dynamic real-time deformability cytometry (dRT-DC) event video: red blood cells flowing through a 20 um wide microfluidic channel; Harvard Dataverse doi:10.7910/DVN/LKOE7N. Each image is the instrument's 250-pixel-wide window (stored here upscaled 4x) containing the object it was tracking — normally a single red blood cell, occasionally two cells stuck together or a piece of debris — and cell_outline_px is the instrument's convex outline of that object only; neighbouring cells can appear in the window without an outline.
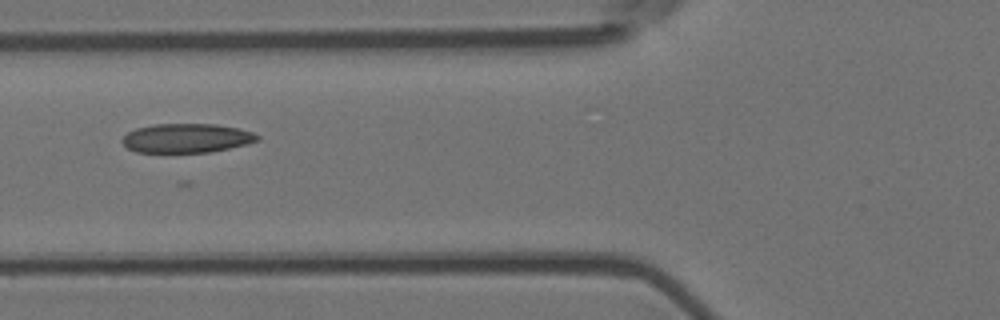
{"species": "Egyptian fruit bat (a non-hibernating species)", "species_latin": "Rousettus aegyptiacus", "temperature_condition": "room temperature", "stored_images_in_passage": 8, "camera_frame_rate_fps": 3000, "um_per_image_px": 0.085, "animal": {"sex": "female"}, "frame": {"image": 1, "passage_image": 5, "time_ms": 1.333, "image_size_px": [1000, 320], "cell_outline_px": [[260, 140], [212, 152], [136, 152], [128, 148], [120, 140], [128, 132], [136, 128], [156, 124], [216, 124], [236, 128], [252, 132], [260, 136]], "centroid_in_image_um": [15.84, 11.74], "position_along_channel_um": 110.0, "area_um2": 22.77}}
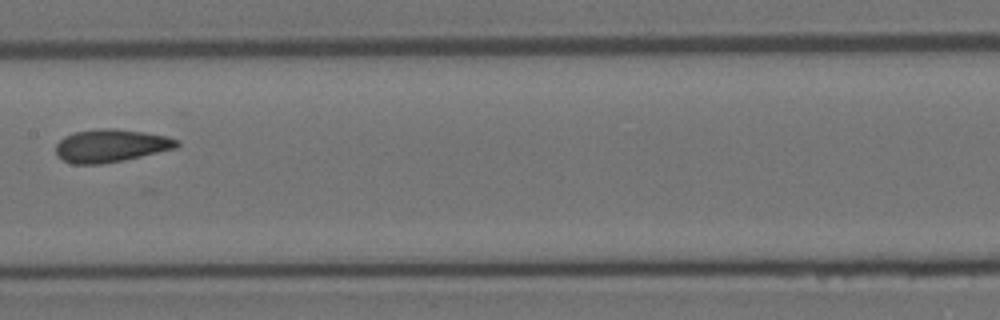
{"frame": {"image": 2, "passage_image": 7, "time_ms": 2.0, "image_size_px": [1000, 320], "cell_outline_px": [[180, 144], [176, 148], [124, 160], [100, 164], [72, 164], [64, 160], [56, 152], [56, 144], [64, 136], [76, 132], [100, 128], [112, 128], [144, 132], [168, 136], [180, 140]], "centroid_in_image_um": [9.45, 12.38], "position_along_channel_um": 197.9, "area_um2": 23.12}}
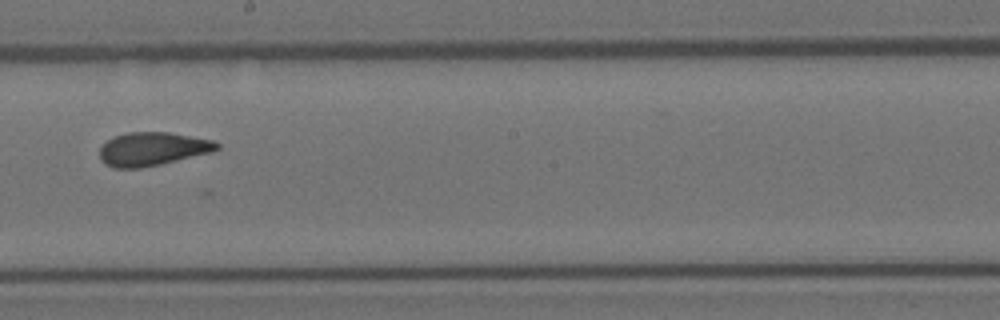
{"frame": {"image": 3, "passage_image": 8, "time_ms": 2.333, "image_size_px": [1000, 320], "cell_outline_px": [[220, 148], [212, 152], [160, 164], [140, 168], [112, 168], [104, 164], [100, 160], [100, 148], [108, 140], [116, 136], [128, 132], [168, 132], [212, 140], [220, 144]], "centroid_in_image_um": [12.95, 12.67], "position_along_channel_um": 235.3, "area_um2": 22.77}}